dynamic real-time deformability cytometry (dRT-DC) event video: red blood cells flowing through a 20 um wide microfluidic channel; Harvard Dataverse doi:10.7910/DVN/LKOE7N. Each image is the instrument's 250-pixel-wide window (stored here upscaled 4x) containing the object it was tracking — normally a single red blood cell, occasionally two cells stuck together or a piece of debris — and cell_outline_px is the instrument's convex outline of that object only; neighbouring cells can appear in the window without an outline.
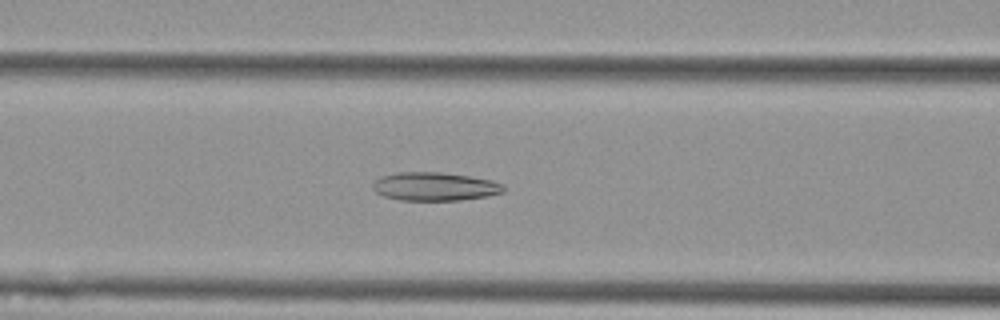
{"species": "Egyptian fruit bat (a non-hibernating species)", "species_latin": "Rousettus aegyptiacus", "temperature_condition": "cold", "stored_images_in_passage": 50, "camera_frame_rate_fps": 3000, "um_per_image_px": 0.085, "animal": {"sex": "female"}, "frame": {"image": 1, "passage_image": 23, "time_ms": 7.333, "image_size_px": [1000, 320], "cell_outline_px": [[504, 192], [488, 196], [460, 200], [400, 200], [384, 196], [376, 192], [372, 188], [372, 184], [380, 176], [396, 172], [440, 172], [468, 176], [492, 180], [504, 184]], "centroid_in_image_um": [36.95, 15.85], "position_along_channel_um": 129.7, "area_um2": 21.73}}
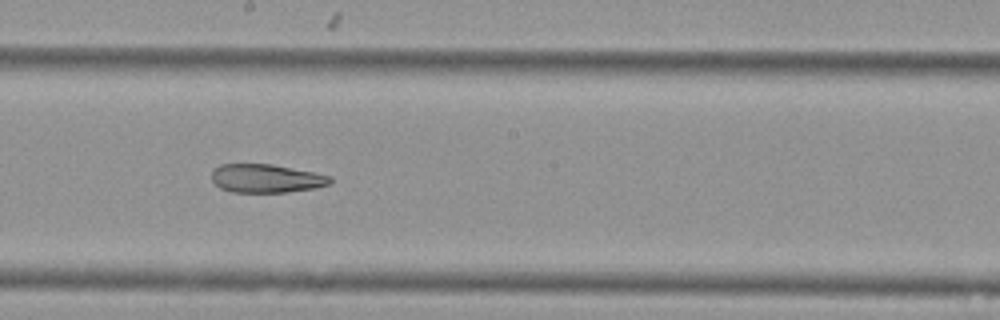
{"frame": {"image": 2, "passage_image": 31, "time_ms": 10.0, "image_size_px": [1000, 320], "cell_outline_px": [[332, 180], [328, 184], [316, 188], [288, 192], [232, 192], [220, 188], [212, 180], [212, 172], [220, 164], [272, 164], [332, 176]], "centroid_in_image_um": [22.63, 15.17], "position_along_channel_um": 225.6, "area_um2": 19.59}}
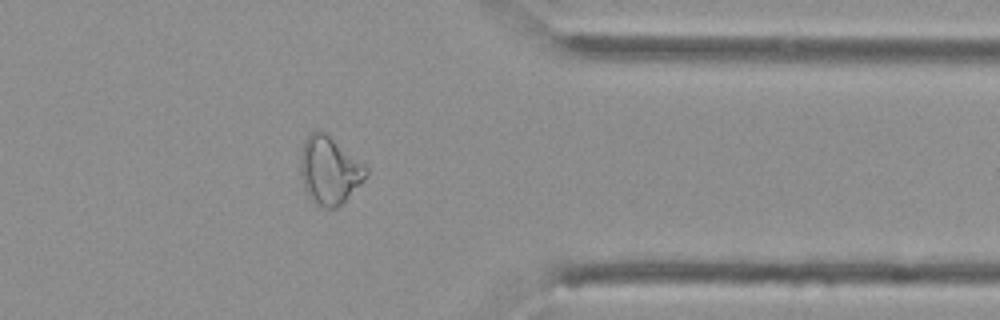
{"frame": {"image": 3, "passage_image": 45, "time_ms": 14.667, "image_size_px": [1000, 320], "cell_outline_px": [[368, 172], [364, 180], [336, 208], [316, 208], [308, 196], [304, 188], [300, 176], [300, 156], [304, 140], [312, 132], [328, 132], [364, 164], [368, 168]], "centroid_in_image_um": [27.97, 14.48], "position_along_channel_um": 383.4, "area_um2": 26.18}, "authors_computed_cell_mechanics": {"area_um2": 24.0448, "velocity_mm_per_s": 3.6122, "shape_relaxation_time_tau1_ms": null, "shape_relaxation_time_tau2_ms": 4.3569, "deformation_change_tau1": null, "deformation_change_tau2": 0.1269}}